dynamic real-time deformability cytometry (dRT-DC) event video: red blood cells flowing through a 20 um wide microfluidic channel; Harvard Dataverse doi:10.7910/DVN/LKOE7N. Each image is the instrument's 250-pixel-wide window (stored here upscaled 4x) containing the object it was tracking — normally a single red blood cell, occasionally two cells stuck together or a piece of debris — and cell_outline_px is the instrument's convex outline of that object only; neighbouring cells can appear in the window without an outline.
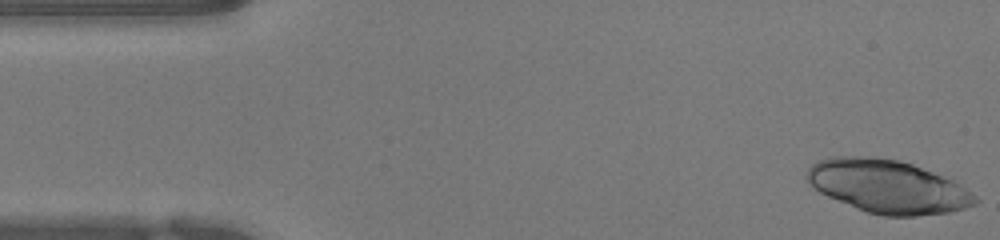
{"species": "human", "species_latin": "Homo sapiens", "temperature_condition": "warm", "stored_images_in_passage": 49, "camera_frame_rate_fps": 3000, "um_per_image_px": 0.085, "donor": {"sex": "female"}, "frame": {"image": 1, "passage_image": 1, "time_ms": 0.0, "image_size_px": [1000, 240], "cell_outline_px": [[980, 200], [976, 204], [964, 208], [948, 212], [916, 216], [884, 216], [868, 212], [828, 196], [820, 192], [808, 180], [808, 168], [812, 164], [820, 160], [832, 156], [868, 156], [900, 160], [912, 164], [952, 180], [960, 184], [976, 196]], "centroid_in_image_um": [75.49, 15.85], "position_along_channel_um": 9.5, "area_um2": 51.5}}
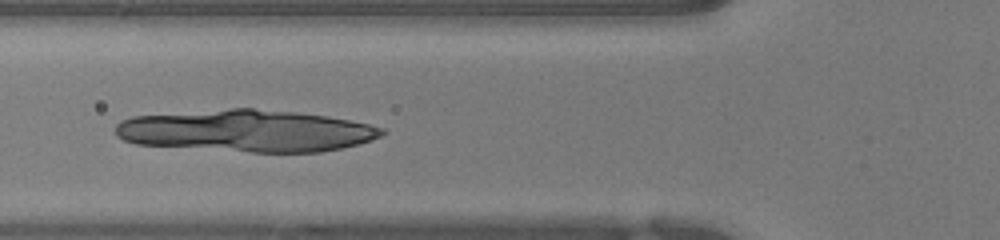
{"frame": {"image": 2, "passage_image": 17, "time_ms": 5.333, "image_size_px": [1000, 240], "cell_outline_px": [[388, 132], [372, 140], [340, 148], [320, 152], [252, 152], [136, 144], [124, 140], [116, 136], [116, 124], [120, 120], [132, 116], [232, 108], [252, 108], [296, 112], [328, 116], [368, 124], [384, 128]], "centroid_in_image_um": [20.95, 11.11], "position_along_channel_um": 104.9, "area_um2": 65.08}}
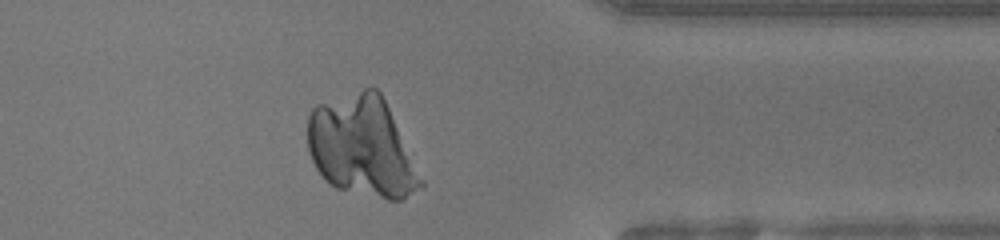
{"frame": {"image": 3, "passage_image": 39, "time_ms": 12.667, "image_size_px": [1000, 240], "cell_outline_px": [[424, 184], [420, 188], [400, 200], [388, 200], [336, 188], [324, 180], [316, 168], [308, 152], [308, 116], [312, 108], [316, 104], [364, 88], [376, 88], [380, 92], [424, 180]], "centroid_in_image_um": [30.75, 12.48], "position_along_channel_um": 380.7, "area_um2": 65.83}}